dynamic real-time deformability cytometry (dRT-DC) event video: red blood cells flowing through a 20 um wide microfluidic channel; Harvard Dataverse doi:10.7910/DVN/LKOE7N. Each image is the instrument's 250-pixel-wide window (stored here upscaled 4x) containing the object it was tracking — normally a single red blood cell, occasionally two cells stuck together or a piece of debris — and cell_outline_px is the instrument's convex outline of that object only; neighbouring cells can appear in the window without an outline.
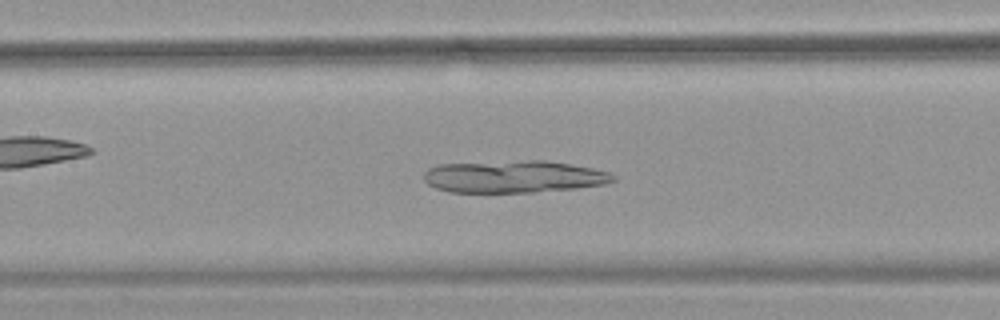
{"species": "common noctule bat (a hibernating species)", "species_latin": "Nyctalus noctula", "temperature_condition": "warm", "stored_images_in_passage": 52, "camera_frame_rate_fps": 3000, "um_per_image_px": 0.085, "animal": {"sex": "female", "body_mass_g": 18.4}, "frame": {"image": 1, "passage_image": 24, "time_ms": 7.667, "image_size_px": [1000, 320], "cell_outline_px": [[616, 180], [604, 184], [576, 188], [532, 192], [448, 192], [436, 188], [428, 184], [424, 180], [424, 172], [428, 168], [440, 164], [528, 160], [544, 160], [592, 168], [608, 172], [616, 176]], "centroid_in_image_um": [43.65, 15.01], "position_along_channel_um": 163.7, "area_um2": 35.43}}
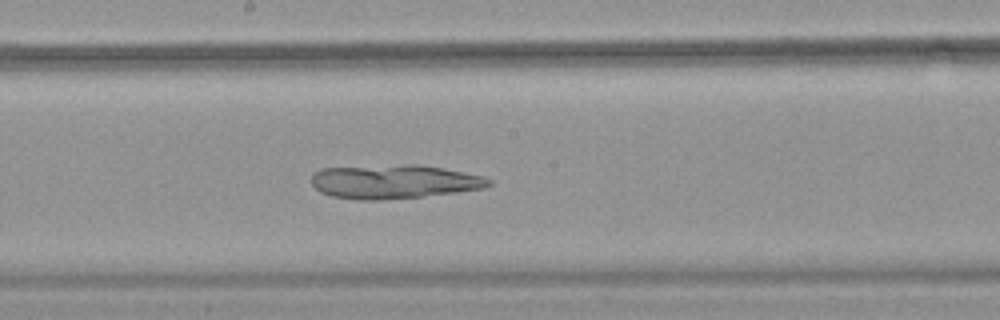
{"frame": {"image": 2, "passage_image": 28, "time_ms": 9.0, "image_size_px": [1000, 320], "cell_outline_px": [[492, 184], [484, 188], [456, 192], [420, 196], [380, 200], [360, 200], [332, 196], [320, 192], [312, 184], [312, 176], [320, 168], [404, 164], [420, 164], [444, 168], [484, 176], [492, 180]], "centroid_in_image_um": [33.51, 15.43], "position_along_channel_um": 214.7, "area_um2": 35.08}}
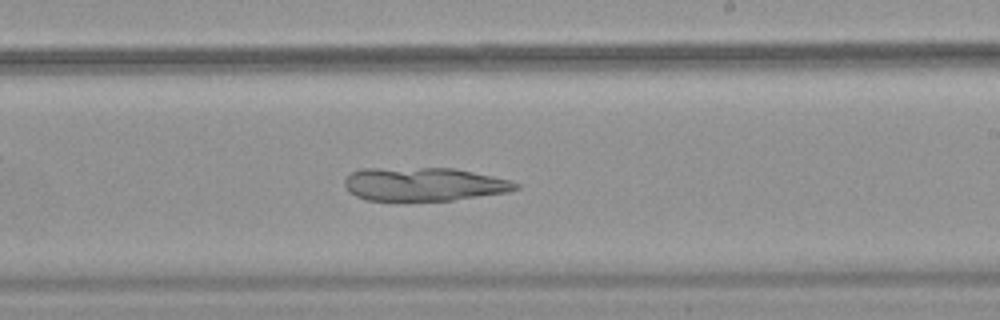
{"frame": {"image": 3, "passage_image": 31, "time_ms": 10.0, "image_size_px": [1000, 320], "cell_outline_px": [[520, 188], [508, 192], [452, 200], [404, 204], [368, 200], [356, 196], [348, 192], [344, 184], [344, 180], [352, 172], [360, 168], [452, 168], [492, 176], [508, 180], [520, 184]], "centroid_in_image_um": [35.96, 15.7], "position_along_channel_um": 253.0, "area_um2": 34.45}}